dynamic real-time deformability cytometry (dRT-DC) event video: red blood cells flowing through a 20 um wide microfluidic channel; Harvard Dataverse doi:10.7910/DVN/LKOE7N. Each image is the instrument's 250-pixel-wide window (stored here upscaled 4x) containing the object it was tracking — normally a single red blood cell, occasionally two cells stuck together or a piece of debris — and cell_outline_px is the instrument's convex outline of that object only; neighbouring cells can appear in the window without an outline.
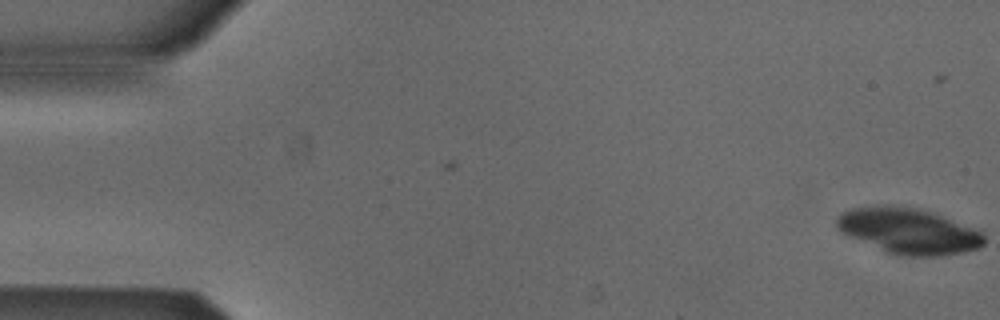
{"species": "Egyptian fruit bat (a non-hibernating species)", "species_latin": "Rousettus aegyptiacus", "temperature_condition": "cold", "stored_images_in_passage": 7, "camera_frame_rate_fps": 3000, "um_per_image_px": 0.085, "animal": {"sex": "male"}, "frame": {"image": 1, "passage_image": 7, "time_ms": 2.0, "image_size_px": [1000, 320], "cell_outline_px": [[984, 244], [980, 248], [964, 252], [940, 256], [900, 256], [884, 252], [840, 232], [836, 228], [836, 216], [852, 208], [872, 204], [900, 204], [920, 208], [932, 212], [984, 232]], "centroid_in_image_um": [77.19, 19.61], "position_along_channel_um": 7.8, "area_um2": 40.06}}